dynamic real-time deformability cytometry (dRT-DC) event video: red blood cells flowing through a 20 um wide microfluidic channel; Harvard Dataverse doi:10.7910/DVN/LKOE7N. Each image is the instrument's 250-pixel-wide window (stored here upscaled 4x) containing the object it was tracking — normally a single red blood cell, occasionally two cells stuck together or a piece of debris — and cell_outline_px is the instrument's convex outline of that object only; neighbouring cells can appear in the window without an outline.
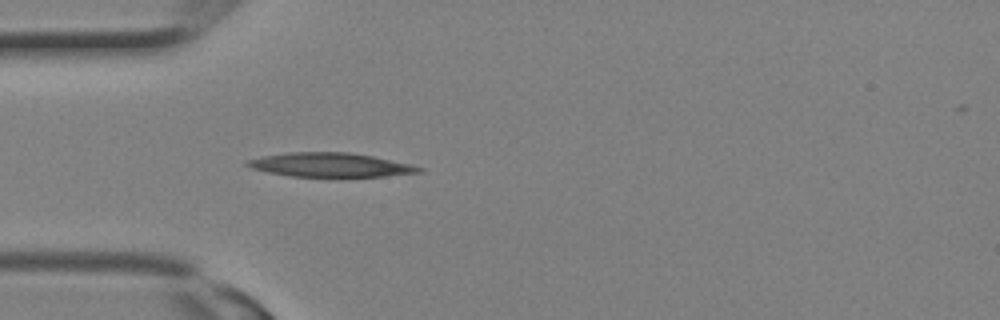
{"species": "Egyptian fruit bat (a non-hibernating species)", "species_latin": "Rousettus aegyptiacus", "temperature_condition": "room temperature", "stored_images_in_passage": 1, "camera_frame_rate_fps": 3000, "um_per_image_px": 0.085, "animal": {"sex": "female"}, "frame": {"image": 1, "passage_image": 1, "time_ms": 0.0, "image_size_px": [1000, 320], "cell_outline_px": [[424, 172], [384, 176], [292, 176], [268, 172], [252, 168], [244, 164], [248, 160], [264, 156], [288, 152], [348, 152], [372, 156], [408, 164], [424, 168]], "centroid_in_image_um": [28.08, 14.01], "position_along_channel_um": 56.9, "area_um2": 23.64}}